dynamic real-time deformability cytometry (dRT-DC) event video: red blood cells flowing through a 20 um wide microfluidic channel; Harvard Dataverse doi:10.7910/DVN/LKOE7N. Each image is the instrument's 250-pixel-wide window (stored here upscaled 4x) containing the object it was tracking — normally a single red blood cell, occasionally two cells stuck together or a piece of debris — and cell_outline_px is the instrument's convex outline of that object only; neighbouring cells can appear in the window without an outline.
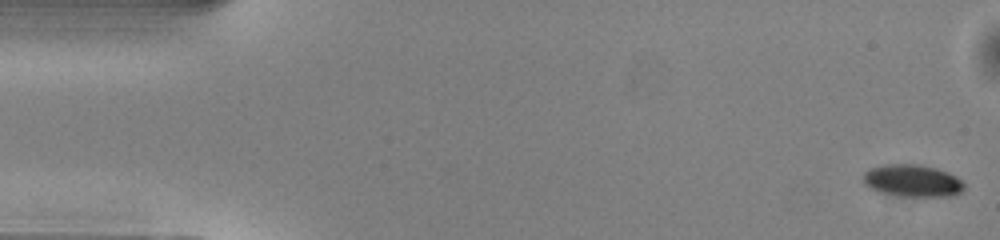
{"species": "common noctule bat (a hibernating species)", "species_latin": "Nyctalus noctula", "temperature_condition": "warm", "stored_images_in_passage": 50, "camera_frame_rate_fps": 3000, "um_per_image_px": 0.085, "animal": {"sex": "male", "body_mass_g": 13.0, "forearm_length_mm": 53.1}, "frame": {"image": 1, "passage_image": 1, "time_ms": 0.0, "image_size_px": [1000, 240], "cell_outline_px": [[964, 188], [960, 192], [952, 196], [900, 196], [880, 192], [864, 184], [864, 172], [872, 168], [884, 164], [920, 164], [936, 168], [948, 172], [956, 176], [964, 184]], "centroid_in_image_um": [77.57, 15.35], "position_along_channel_um": 7.4, "area_um2": 18.84}}
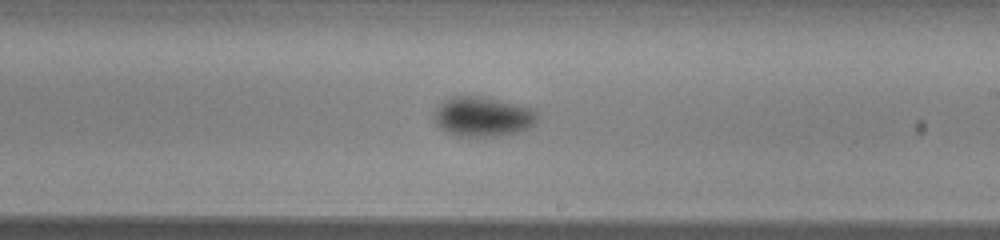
{"frame": {"image": 2, "passage_image": 29, "time_ms": 9.333, "image_size_px": [1000, 240], "cell_outline_px": [[540, 120], [528, 128], [520, 132], [496, 136], [456, 136], [448, 132], [436, 124], [432, 116], [432, 112], [444, 100], [452, 96], [480, 96], [532, 108], [540, 112]], "centroid_in_image_um": [41.06, 9.92], "position_along_channel_um": 247.9, "area_um2": 24.16}}
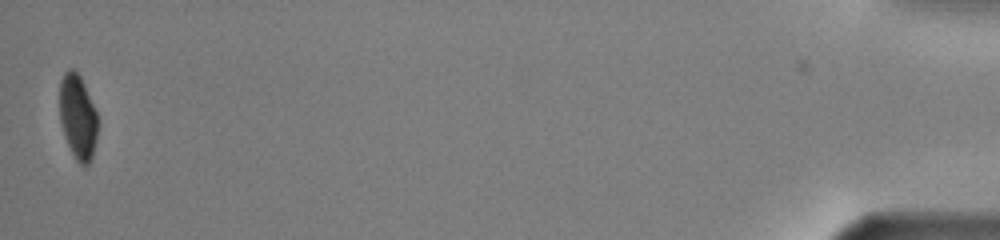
{"frame": {"image": 3, "passage_image": 50, "time_ms": 16.333, "image_size_px": [1000, 240], "cell_outline_px": [[100, 124], [92, 156], [88, 164], [80, 164], [76, 160], [64, 136], [60, 120], [60, 80], [64, 72], [68, 68], [72, 68], [80, 76], [84, 84], [96, 112]], "centroid_in_image_um": [6.62, 9.92], "position_along_channel_um": 428.6, "area_um2": 18.84}, "authors_computed_cell_mechanics": {"area_um2": 21.7906, "velocity_mm_per_s": 4.0473, "shape_relaxation_time_tau1_ms": 2.7347, "shape_relaxation_time_tau2_ms": null, "deformation_change_tau1": 0.1048, "deformation_change_tau2": null}}